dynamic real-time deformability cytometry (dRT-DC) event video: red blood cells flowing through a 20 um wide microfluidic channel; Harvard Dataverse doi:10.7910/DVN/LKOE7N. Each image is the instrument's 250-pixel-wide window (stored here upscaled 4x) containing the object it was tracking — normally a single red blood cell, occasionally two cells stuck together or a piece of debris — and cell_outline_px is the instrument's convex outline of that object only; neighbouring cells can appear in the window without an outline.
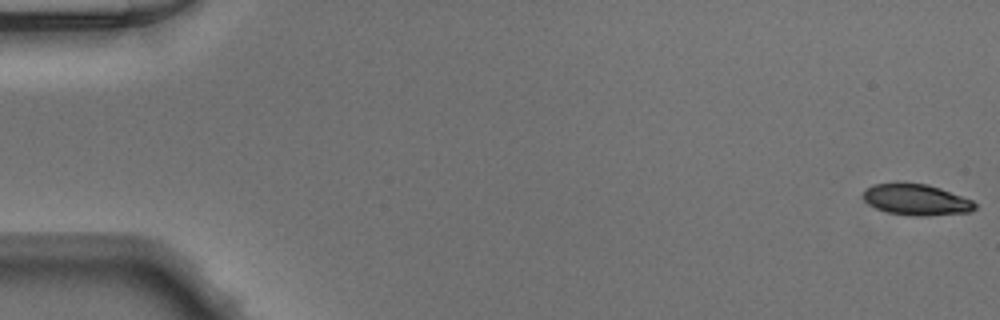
{"species": "Egyptian fruit bat (a non-hibernating species)", "species_latin": "Rousettus aegyptiacus", "temperature_condition": "warm", "stored_images_in_passage": 50, "camera_frame_rate_fps": 3000, "um_per_image_px": 0.085, "animal": {"sex": "male"}, "frame": {"image": 1, "passage_image": 1, "time_ms": 0.0, "image_size_px": [1000, 320], "cell_outline_px": [[976, 208], [972, 212], [924, 216], [908, 216], [888, 212], [876, 208], [868, 204], [864, 200], [864, 188], [872, 184], [896, 180], [904, 180], [928, 184], [940, 188], [972, 200], [976, 204]], "centroid_in_image_um": [77.83, 16.93], "position_along_channel_um": 7.2, "area_um2": 21.04}}
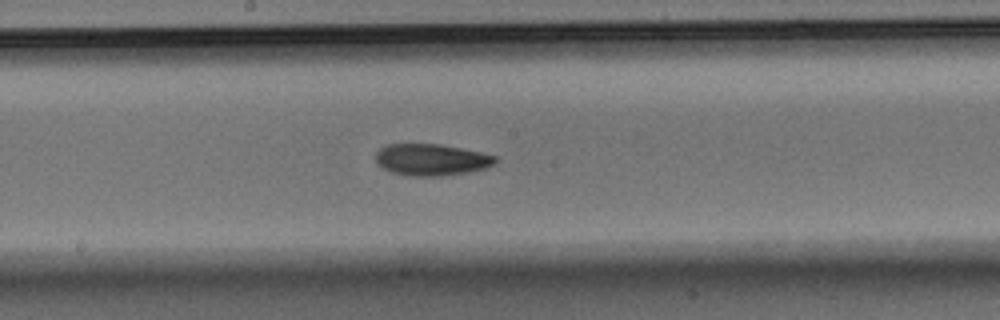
{"frame": {"image": 2, "passage_image": 27, "time_ms": 8.667, "image_size_px": [1000, 320], "cell_outline_px": [[496, 160], [492, 164], [484, 168], [468, 172], [440, 176], [416, 176], [392, 172], [376, 164], [376, 152], [380, 148], [388, 144], [440, 144], [480, 152], [496, 156]], "centroid_in_image_um": [36.63, 13.57], "position_along_channel_um": 211.6, "area_um2": 21.79}}
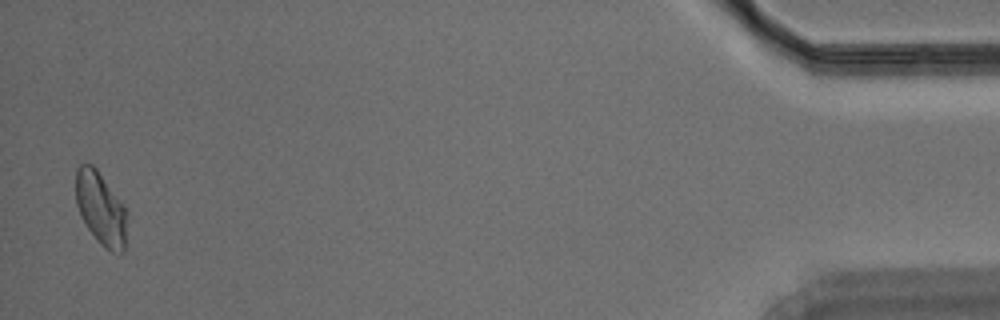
{"frame": {"image": 3, "passage_image": 49, "time_ms": 16.0, "image_size_px": [1000, 320], "cell_outline_px": [[128, 216], [124, 252], [112, 252], [104, 248], [96, 240], [80, 216], [76, 204], [76, 168], [80, 164], [92, 164], [96, 168], [128, 212]], "centroid_in_image_um": [8.57, 17.75], "position_along_channel_um": 426.6, "area_um2": 21.85}}